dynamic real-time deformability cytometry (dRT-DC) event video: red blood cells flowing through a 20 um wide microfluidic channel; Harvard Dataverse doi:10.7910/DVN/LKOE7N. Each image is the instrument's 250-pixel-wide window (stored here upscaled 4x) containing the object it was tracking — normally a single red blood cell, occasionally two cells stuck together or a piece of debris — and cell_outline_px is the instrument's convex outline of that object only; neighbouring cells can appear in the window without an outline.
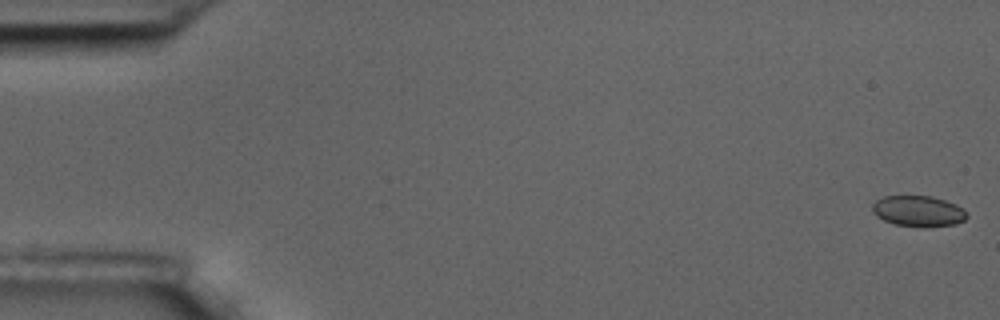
{"species": "common noctule bat (a hibernating species)", "species_latin": "Nyctalus noctula", "temperature_condition": "room temperature", "stored_images_in_passage": 56, "camera_frame_rate_fps": 3000, "um_per_image_px": 0.085, "animal": {"sex": "male", "body_mass_g": 17.5, "forearm_length_mm": 52.3}, "frame": {"image": 1, "passage_image": 1, "time_ms": 0.0, "image_size_px": [1000, 320], "cell_outline_px": [[968, 216], [964, 220], [956, 224], [928, 228], [896, 224], [884, 220], [876, 216], [872, 212], [872, 204], [876, 200], [884, 196], [932, 196], [956, 204], [964, 208], [968, 212]], "centroid_in_image_um": [78.09, 17.95], "position_along_channel_um": 6.9, "area_um2": 17.22}}
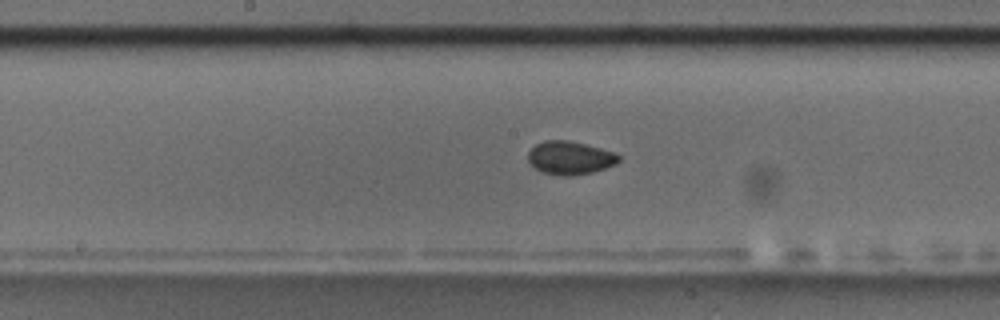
{"frame": {"image": 2, "passage_image": 29, "time_ms": 9.333, "image_size_px": [1000, 320], "cell_outline_px": [[620, 160], [616, 164], [592, 172], [572, 176], [564, 176], [540, 172], [528, 160], [528, 152], [536, 144], [544, 140], [568, 140], [616, 152], [620, 156]], "centroid_in_image_um": [48.46, 13.42], "position_along_channel_um": 199.7, "area_um2": 17.57}}
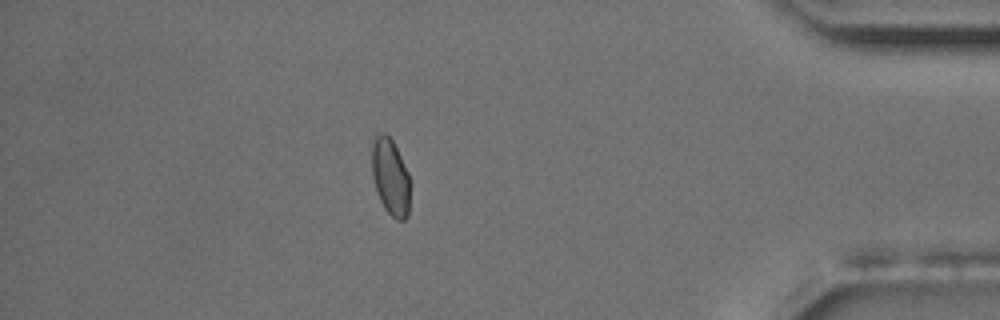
{"frame": {"image": 3, "passage_image": 49, "time_ms": 16.0, "image_size_px": [1000, 320], "cell_outline_px": [[412, 184], [408, 216], [404, 220], [396, 220], [384, 208], [380, 200], [372, 176], [368, 140], [376, 132], [384, 132], [392, 140], [412, 180]], "centroid_in_image_um": [33.16, 14.96], "position_along_channel_um": 402.0, "area_um2": 18.21}, "authors_computed_cell_mechanics": {"area_um2": 17.3111, "velocity_mm_per_s": 3.6438, "shape_relaxation_time_tau1_ms": 2.7139, "shape_relaxation_time_tau2_ms": 1.7851, "deformation_change_tau1": 0.0632, "deformation_change_tau2": 0.0366}}